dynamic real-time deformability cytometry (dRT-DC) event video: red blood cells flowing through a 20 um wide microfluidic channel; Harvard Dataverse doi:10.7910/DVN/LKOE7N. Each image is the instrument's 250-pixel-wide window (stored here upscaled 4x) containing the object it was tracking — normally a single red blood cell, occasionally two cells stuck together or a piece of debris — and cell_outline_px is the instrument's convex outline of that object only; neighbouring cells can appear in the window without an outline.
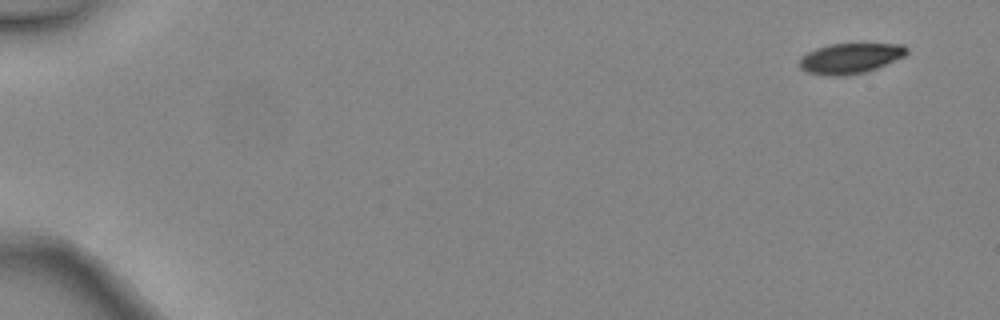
{"species": "common noctule bat (a hibernating species)", "species_latin": "Nyctalus noctula", "temperature_condition": "warm", "stored_images_in_passage": 4, "camera_frame_rate_fps": 3000, "um_per_image_px": 0.085, "animal": {"sex": "female", "body_mass_g": 24.6, "forearm_length_mm": 56.2}, "frame": {"image": 1, "passage_image": 1, "time_ms": 0.0, "image_size_px": [1000, 320], "cell_outline_px": [[908, 52], [904, 56], [876, 68], [864, 72], [840, 76], [828, 76], [808, 72], [800, 68], [800, 56], [816, 48], [832, 44], [904, 44], [908, 48]], "centroid_in_image_um": [72.26, 4.95], "position_along_channel_um": 12.7, "area_um2": 18.79}}
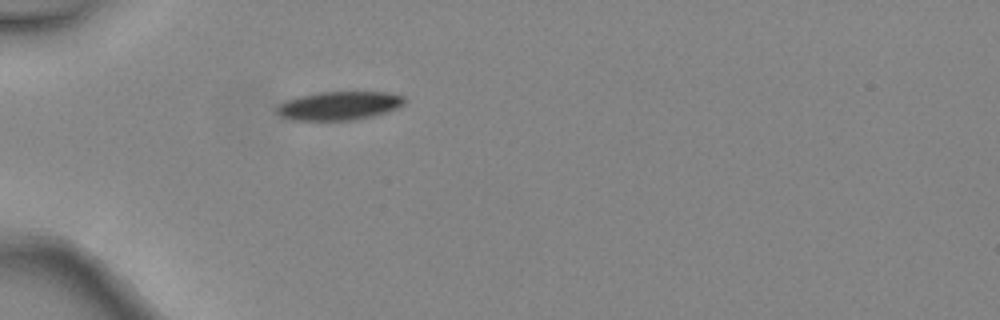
{"frame": {"image": 2, "passage_image": 4, "time_ms": 1.0, "image_size_px": [1000, 320], "cell_outline_px": [[404, 104], [396, 108], [372, 116], [352, 120], [292, 120], [280, 116], [276, 112], [276, 108], [280, 104], [288, 100], [300, 96], [320, 92], [388, 92], [404, 96]], "centroid_in_image_um": [28.81, 8.98], "position_along_channel_um": 56.2, "area_um2": 21.04}}